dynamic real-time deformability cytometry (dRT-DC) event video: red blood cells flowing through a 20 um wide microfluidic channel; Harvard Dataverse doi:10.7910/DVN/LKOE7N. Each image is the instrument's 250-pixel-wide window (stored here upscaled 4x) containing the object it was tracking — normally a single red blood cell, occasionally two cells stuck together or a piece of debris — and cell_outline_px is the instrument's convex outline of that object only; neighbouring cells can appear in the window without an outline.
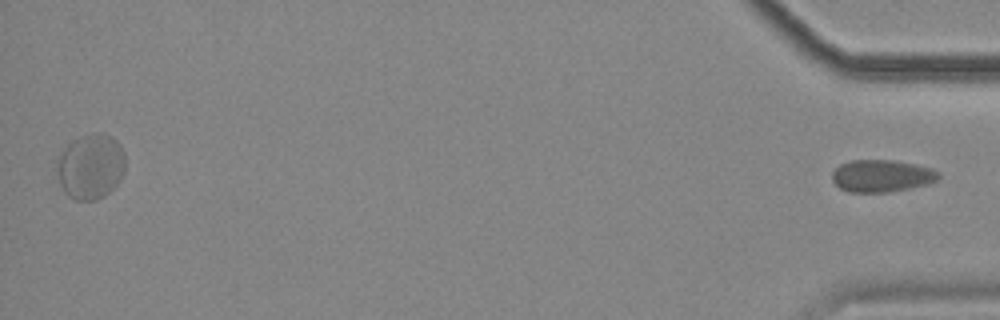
{"species": "common noctule bat (a hibernating species)", "species_latin": "Nyctalus noctula", "temperature_condition": "cold", "stored_images_in_passage": 42, "segment_of_instrument_passage": [2, 2], "camera_frame_rate_fps": 3000, "um_per_image_px": 0.085, "animal": {"sex": "female", "body_mass_g": 18.4}, "frame": {"image": 1, "passage_image": 42, "time_ms": 13.667, "image_size_px": [1000, 320], "cell_outline_px": [[940, 176], [936, 180], [924, 184], [908, 188], [888, 192], [848, 192], [840, 188], [832, 180], [832, 172], [840, 164], [848, 160], [892, 160], [932, 168], [940, 172]], "centroid_in_image_um": [74.9, 14.94], "position_along_channel_um": 360.3, "area_um2": 19.83}}